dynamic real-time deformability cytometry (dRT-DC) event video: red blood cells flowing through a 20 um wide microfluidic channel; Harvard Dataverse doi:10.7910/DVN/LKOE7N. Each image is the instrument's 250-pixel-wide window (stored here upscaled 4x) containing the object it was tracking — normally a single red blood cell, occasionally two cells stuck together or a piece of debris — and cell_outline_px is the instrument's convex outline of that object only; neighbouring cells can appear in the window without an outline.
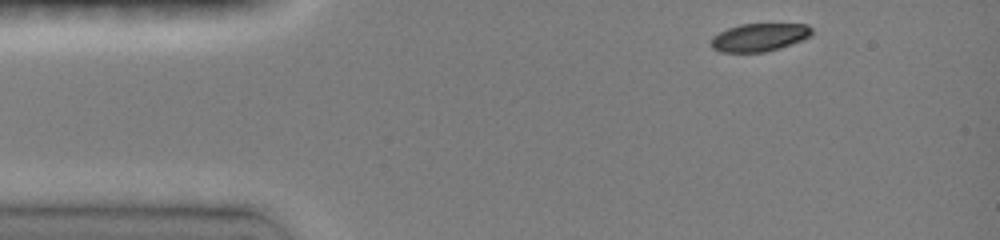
{"species": "common noctule bat (a hibernating species)", "species_latin": "Nyctalus noctula", "temperature_condition": "room temperature", "stored_images_in_passage": 49, "camera_frame_rate_fps": 3000, "um_per_image_px": 0.085, "animal": {"sex": "female", "body_mass_g": 19.0, "forearm_length_mm": 51.5}, "frame": {"image": 1, "passage_image": 1, "time_ms": 0.0, "image_size_px": [1000, 240], "cell_outline_px": [[812, 36], [780, 48], [764, 52], [720, 52], [712, 48], [712, 36], [728, 28], [740, 24], [808, 24], [812, 28]], "centroid_in_image_um": [64.56, 3.17], "position_along_channel_um": 20.4, "area_um2": 16.42}}
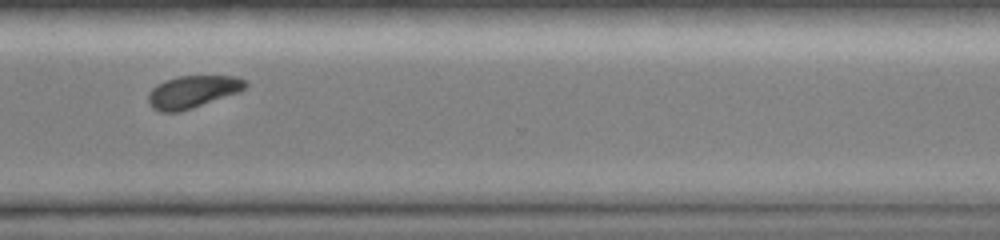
{"frame": {"image": 2, "passage_image": 38, "time_ms": 10.0, "image_size_px": [1000, 240], "cell_outline_px": [[248, 84], [240, 92], [180, 112], [160, 112], [152, 108], [148, 100], [148, 96], [152, 88], [156, 84], [164, 80], [176, 76], [236, 76], [248, 80]], "centroid_in_image_um": [16.38, 7.79], "position_along_channel_um": 354.2, "area_um2": 18.5}}
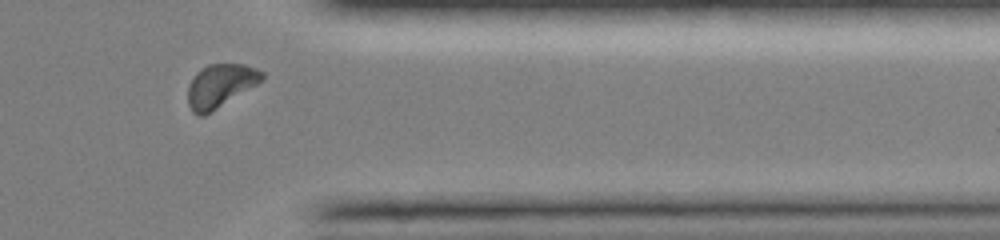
{"frame": {"image": 3, "passage_image": 43, "time_ms": 11.0, "image_size_px": [1000, 240], "cell_outline_px": [[264, 76], [256, 84], [204, 116], [200, 116], [192, 112], [188, 104], [188, 84], [192, 76], [196, 72], [208, 64], [244, 64], [256, 68], [264, 72]], "centroid_in_image_um": [18.67, 7.27], "position_along_channel_um": 392.7, "area_um2": 18.5}, "authors_computed_cell_mechanics": {"area_um2": 18.496, "velocity_mm_per_s": 4.0273, "shape_relaxation_time_tau1_ms": 2.4808, "shape_relaxation_time_tau2_ms": null, "deformation_change_tau1": 0.0954, "deformation_change_tau2": null}}